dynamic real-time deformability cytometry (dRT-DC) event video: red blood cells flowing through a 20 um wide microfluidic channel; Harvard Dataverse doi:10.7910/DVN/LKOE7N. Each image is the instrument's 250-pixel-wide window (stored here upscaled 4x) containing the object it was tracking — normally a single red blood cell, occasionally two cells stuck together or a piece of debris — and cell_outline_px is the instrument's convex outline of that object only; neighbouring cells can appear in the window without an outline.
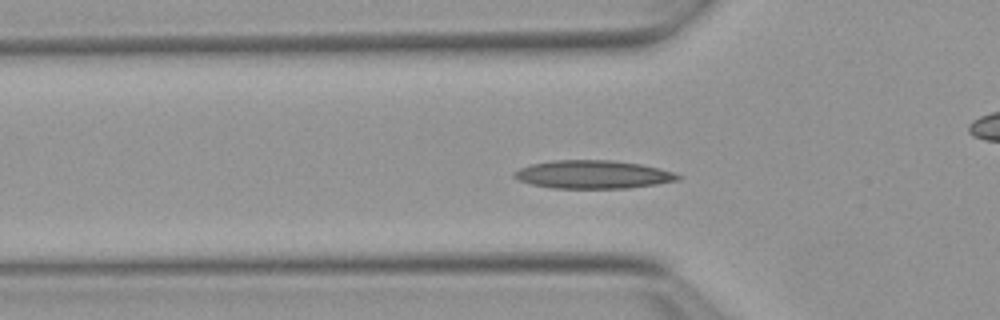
{"species": "Egyptian fruit bat (a non-hibernating species)", "species_latin": "Rousettus aegyptiacus", "temperature_condition": "warm", "stored_images_in_passage": 43, "camera_frame_rate_fps": 3000, "um_per_image_px": 0.085, "animal": {"sex": "female"}, "frame": {"image": 1, "passage_image": 6, "time_ms": 1.667, "image_size_px": [1000, 320], "cell_outline_px": [[680, 180], [656, 184], [628, 188], [552, 188], [532, 184], [520, 180], [512, 176], [512, 172], [520, 168], [532, 164], [552, 160], [612, 160], [640, 164], [660, 168], [672, 172], [680, 176]], "centroid_in_image_um": [50.39, 14.83], "position_along_channel_um": 75.4, "area_um2": 26.82}}
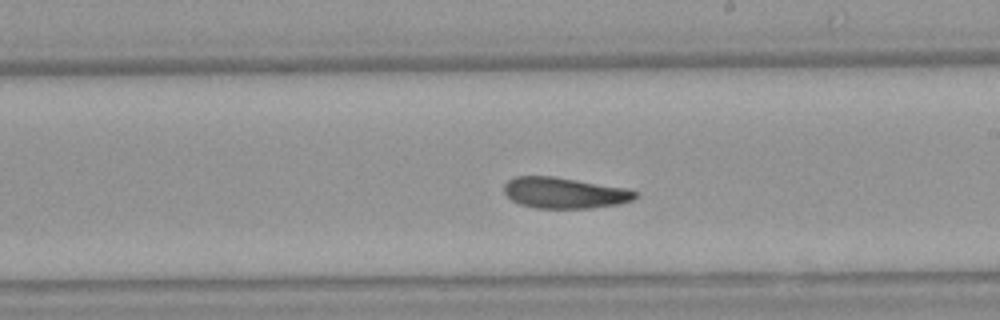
{"frame": {"image": 2, "passage_image": 19, "time_ms": 6.0, "image_size_px": [1000, 320], "cell_outline_px": [[640, 196], [632, 200], [620, 204], [592, 208], [536, 208], [520, 204], [512, 200], [504, 192], [504, 184], [508, 180], [516, 176], [552, 176], [624, 188], [640, 192]], "centroid_in_image_um": [48.0, 16.4], "position_along_channel_um": 241.0, "area_um2": 23.64}}
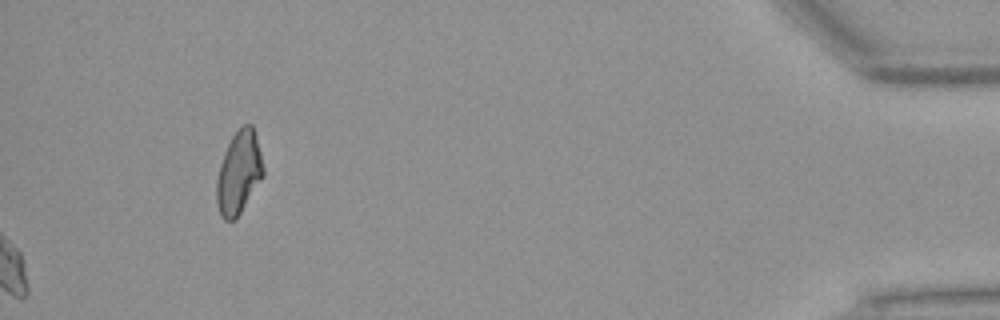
{"frame": {"image": 3, "passage_image": 43, "time_ms": 14.0, "image_size_px": [1000, 320], "cell_outline_px": [[264, 176], [236, 220], [224, 220], [220, 216], [216, 204], [216, 180], [220, 164], [224, 152], [232, 136], [244, 124], [252, 124], [256, 136], [264, 168]], "centroid_in_image_um": [20.29, 14.72], "position_along_channel_um": 414.9, "area_um2": 22.66}, "authors_computed_cell_mechanics": {"area_um2": 23.987, "velocity_mm_per_s": 3.8265, "shape_relaxation_time_tau1_ms": 9.6339, "shape_relaxation_time_tau2_ms": 3.92, "deformation_change_tau1": 0.2009, "deformation_change_tau2": 0.0974}}